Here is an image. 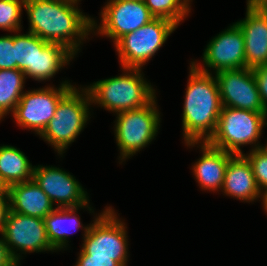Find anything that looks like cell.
Listing matches in <instances>:
<instances>
[{"mask_svg": "<svg viewBox=\"0 0 267 266\" xmlns=\"http://www.w3.org/2000/svg\"><path fill=\"white\" fill-rule=\"evenodd\" d=\"M77 0H26L29 32L50 43L65 45L75 55L93 32V18L85 15ZM81 44V45H80Z\"/></svg>", "mask_w": 267, "mask_h": 266, "instance_id": "obj_1", "label": "cell"}, {"mask_svg": "<svg viewBox=\"0 0 267 266\" xmlns=\"http://www.w3.org/2000/svg\"><path fill=\"white\" fill-rule=\"evenodd\" d=\"M182 112L184 143L207 142L222 110L218 82L212 73L200 71L192 62Z\"/></svg>", "mask_w": 267, "mask_h": 266, "instance_id": "obj_2", "label": "cell"}, {"mask_svg": "<svg viewBox=\"0 0 267 266\" xmlns=\"http://www.w3.org/2000/svg\"><path fill=\"white\" fill-rule=\"evenodd\" d=\"M120 76L93 82L85 87L91 104L116 114L141 108L156 97V90L144 79L140 68H122Z\"/></svg>", "mask_w": 267, "mask_h": 266, "instance_id": "obj_3", "label": "cell"}, {"mask_svg": "<svg viewBox=\"0 0 267 266\" xmlns=\"http://www.w3.org/2000/svg\"><path fill=\"white\" fill-rule=\"evenodd\" d=\"M14 48L17 69L35 81L50 80L76 56L65 45L42 40L29 31L14 32Z\"/></svg>", "mask_w": 267, "mask_h": 266, "instance_id": "obj_4", "label": "cell"}, {"mask_svg": "<svg viewBox=\"0 0 267 266\" xmlns=\"http://www.w3.org/2000/svg\"><path fill=\"white\" fill-rule=\"evenodd\" d=\"M264 126H267L266 112L222 107L216 129L207 143L226 152L241 155V146L250 144L253 146L250 150L263 147L258 140Z\"/></svg>", "mask_w": 267, "mask_h": 266, "instance_id": "obj_5", "label": "cell"}, {"mask_svg": "<svg viewBox=\"0 0 267 266\" xmlns=\"http://www.w3.org/2000/svg\"><path fill=\"white\" fill-rule=\"evenodd\" d=\"M91 99L87 89L73 87L60 101L54 117L39 135L61 156L90 119Z\"/></svg>", "mask_w": 267, "mask_h": 266, "instance_id": "obj_6", "label": "cell"}, {"mask_svg": "<svg viewBox=\"0 0 267 266\" xmlns=\"http://www.w3.org/2000/svg\"><path fill=\"white\" fill-rule=\"evenodd\" d=\"M126 224L120 220L115 210L105 207L86 234H83L81 251L88 258H110L121 266H127L128 236Z\"/></svg>", "mask_w": 267, "mask_h": 266, "instance_id": "obj_7", "label": "cell"}, {"mask_svg": "<svg viewBox=\"0 0 267 266\" xmlns=\"http://www.w3.org/2000/svg\"><path fill=\"white\" fill-rule=\"evenodd\" d=\"M156 97L147 105L117 113L114 135L120 150L122 163L143 148L157 136L160 126V113Z\"/></svg>", "mask_w": 267, "mask_h": 266, "instance_id": "obj_8", "label": "cell"}, {"mask_svg": "<svg viewBox=\"0 0 267 266\" xmlns=\"http://www.w3.org/2000/svg\"><path fill=\"white\" fill-rule=\"evenodd\" d=\"M177 27L168 19L154 18L148 24L121 37L114 44L121 67L142 69Z\"/></svg>", "mask_w": 267, "mask_h": 266, "instance_id": "obj_9", "label": "cell"}, {"mask_svg": "<svg viewBox=\"0 0 267 266\" xmlns=\"http://www.w3.org/2000/svg\"><path fill=\"white\" fill-rule=\"evenodd\" d=\"M70 81H62L59 87L45 86L25 91L20 98L13 118L22 129L33 130L40 135L54 117L59 101L73 88Z\"/></svg>", "mask_w": 267, "mask_h": 266, "instance_id": "obj_10", "label": "cell"}, {"mask_svg": "<svg viewBox=\"0 0 267 266\" xmlns=\"http://www.w3.org/2000/svg\"><path fill=\"white\" fill-rule=\"evenodd\" d=\"M100 16L99 25L93 19L94 35L106 36L112 39L114 44L124 35L154 19L144 0H108Z\"/></svg>", "mask_w": 267, "mask_h": 266, "instance_id": "obj_11", "label": "cell"}, {"mask_svg": "<svg viewBox=\"0 0 267 266\" xmlns=\"http://www.w3.org/2000/svg\"><path fill=\"white\" fill-rule=\"evenodd\" d=\"M2 234L18 264L21 255L28 252H56L48 240L44 219L9 211Z\"/></svg>", "mask_w": 267, "mask_h": 266, "instance_id": "obj_12", "label": "cell"}, {"mask_svg": "<svg viewBox=\"0 0 267 266\" xmlns=\"http://www.w3.org/2000/svg\"><path fill=\"white\" fill-rule=\"evenodd\" d=\"M203 51L202 65L191 61L200 71L212 73L214 70L215 75L224 70L245 68V41L236 23L213 37Z\"/></svg>", "mask_w": 267, "mask_h": 266, "instance_id": "obj_13", "label": "cell"}, {"mask_svg": "<svg viewBox=\"0 0 267 266\" xmlns=\"http://www.w3.org/2000/svg\"><path fill=\"white\" fill-rule=\"evenodd\" d=\"M223 107L266 112L253 69L224 70L215 74Z\"/></svg>", "mask_w": 267, "mask_h": 266, "instance_id": "obj_14", "label": "cell"}, {"mask_svg": "<svg viewBox=\"0 0 267 266\" xmlns=\"http://www.w3.org/2000/svg\"><path fill=\"white\" fill-rule=\"evenodd\" d=\"M32 179L56 207H81L89 202L88 193L79 181L62 168L34 166Z\"/></svg>", "mask_w": 267, "mask_h": 266, "instance_id": "obj_15", "label": "cell"}, {"mask_svg": "<svg viewBox=\"0 0 267 266\" xmlns=\"http://www.w3.org/2000/svg\"><path fill=\"white\" fill-rule=\"evenodd\" d=\"M245 41V67L267 65V10L246 8L245 18L235 22Z\"/></svg>", "mask_w": 267, "mask_h": 266, "instance_id": "obj_16", "label": "cell"}, {"mask_svg": "<svg viewBox=\"0 0 267 266\" xmlns=\"http://www.w3.org/2000/svg\"><path fill=\"white\" fill-rule=\"evenodd\" d=\"M200 144V145H199ZM189 148L199 145L202 156L192 166L193 175L202 190H221L229 160L235 155L215 148L207 142H186Z\"/></svg>", "mask_w": 267, "mask_h": 266, "instance_id": "obj_17", "label": "cell"}, {"mask_svg": "<svg viewBox=\"0 0 267 266\" xmlns=\"http://www.w3.org/2000/svg\"><path fill=\"white\" fill-rule=\"evenodd\" d=\"M224 195L242 202L262 200V192L257 186L253 170L248 159L243 155H234L226 167L221 188Z\"/></svg>", "mask_w": 267, "mask_h": 266, "instance_id": "obj_18", "label": "cell"}, {"mask_svg": "<svg viewBox=\"0 0 267 266\" xmlns=\"http://www.w3.org/2000/svg\"><path fill=\"white\" fill-rule=\"evenodd\" d=\"M89 203L90 201L81 207H56L45 216L44 223L47 237L51 246L56 251H61L68 247L69 235L72 234V231L75 232L81 228L84 234L89 231L91 223L84 226L81 223V218L79 219V216L76 214L79 209L84 208L93 213L94 210L90 207Z\"/></svg>", "mask_w": 267, "mask_h": 266, "instance_id": "obj_19", "label": "cell"}, {"mask_svg": "<svg viewBox=\"0 0 267 266\" xmlns=\"http://www.w3.org/2000/svg\"><path fill=\"white\" fill-rule=\"evenodd\" d=\"M10 211L44 219L56 207L33 179L7 188Z\"/></svg>", "mask_w": 267, "mask_h": 266, "instance_id": "obj_20", "label": "cell"}, {"mask_svg": "<svg viewBox=\"0 0 267 266\" xmlns=\"http://www.w3.org/2000/svg\"><path fill=\"white\" fill-rule=\"evenodd\" d=\"M34 166L20 149L11 145L0 146V180L6 188L32 179Z\"/></svg>", "mask_w": 267, "mask_h": 266, "instance_id": "obj_21", "label": "cell"}, {"mask_svg": "<svg viewBox=\"0 0 267 266\" xmlns=\"http://www.w3.org/2000/svg\"><path fill=\"white\" fill-rule=\"evenodd\" d=\"M25 75L19 69L0 70V121L15 108L25 92Z\"/></svg>", "mask_w": 267, "mask_h": 266, "instance_id": "obj_22", "label": "cell"}, {"mask_svg": "<svg viewBox=\"0 0 267 266\" xmlns=\"http://www.w3.org/2000/svg\"><path fill=\"white\" fill-rule=\"evenodd\" d=\"M192 0H144L145 5L154 18H165L177 26L191 12Z\"/></svg>", "mask_w": 267, "mask_h": 266, "instance_id": "obj_23", "label": "cell"}, {"mask_svg": "<svg viewBox=\"0 0 267 266\" xmlns=\"http://www.w3.org/2000/svg\"><path fill=\"white\" fill-rule=\"evenodd\" d=\"M24 4L21 1L0 0V29L11 33L21 31Z\"/></svg>", "mask_w": 267, "mask_h": 266, "instance_id": "obj_24", "label": "cell"}, {"mask_svg": "<svg viewBox=\"0 0 267 266\" xmlns=\"http://www.w3.org/2000/svg\"><path fill=\"white\" fill-rule=\"evenodd\" d=\"M249 152L243 155L250 162L257 186L263 194L267 191V147L264 145Z\"/></svg>", "mask_w": 267, "mask_h": 266, "instance_id": "obj_25", "label": "cell"}, {"mask_svg": "<svg viewBox=\"0 0 267 266\" xmlns=\"http://www.w3.org/2000/svg\"><path fill=\"white\" fill-rule=\"evenodd\" d=\"M2 69H17L14 34L0 36V70Z\"/></svg>", "mask_w": 267, "mask_h": 266, "instance_id": "obj_26", "label": "cell"}, {"mask_svg": "<svg viewBox=\"0 0 267 266\" xmlns=\"http://www.w3.org/2000/svg\"><path fill=\"white\" fill-rule=\"evenodd\" d=\"M257 82L260 98L267 113V65L258 66L253 69Z\"/></svg>", "mask_w": 267, "mask_h": 266, "instance_id": "obj_27", "label": "cell"}, {"mask_svg": "<svg viewBox=\"0 0 267 266\" xmlns=\"http://www.w3.org/2000/svg\"><path fill=\"white\" fill-rule=\"evenodd\" d=\"M74 266H121L117 261L110 258H88V255L80 251Z\"/></svg>", "mask_w": 267, "mask_h": 266, "instance_id": "obj_28", "label": "cell"}, {"mask_svg": "<svg viewBox=\"0 0 267 266\" xmlns=\"http://www.w3.org/2000/svg\"><path fill=\"white\" fill-rule=\"evenodd\" d=\"M0 238V266H19L15 259L10 254L8 247L6 246L3 234Z\"/></svg>", "mask_w": 267, "mask_h": 266, "instance_id": "obj_29", "label": "cell"}, {"mask_svg": "<svg viewBox=\"0 0 267 266\" xmlns=\"http://www.w3.org/2000/svg\"><path fill=\"white\" fill-rule=\"evenodd\" d=\"M10 211V199L8 192L0 194V233L4 229V225L7 219V215Z\"/></svg>", "mask_w": 267, "mask_h": 266, "instance_id": "obj_30", "label": "cell"}, {"mask_svg": "<svg viewBox=\"0 0 267 266\" xmlns=\"http://www.w3.org/2000/svg\"><path fill=\"white\" fill-rule=\"evenodd\" d=\"M246 3L248 8L267 10V0H247Z\"/></svg>", "mask_w": 267, "mask_h": 266, "instance_id": "obj_31", "label": "cell"}, {"mask_svg": "<svg viewBox=\"0 0 267 266\" xmlns=\"http://www.w3.org/2000/svg\"><path fill=\"white\" fill-rule=\"evenodd\" d=\"M262 204L264 211H266L265 213H267V191L262 194Z\"/></svg>", "mask_w": 267, "mask_h": 266, "instance_id": "obj_32", "label": "cell"}, {"mask_svg": "<svg viewBox=\"0 0 267 266\" xmlns=\"http://www.w3.org/2000/svg\"><path fill=\"white\" fill-rule=\"evenodd\" d=\"M6 192H7V188L5 187V185L0 180V194H4Z\"/></svg>", "mask_w": 267, "mask_h": 266, "instance_id": "obj_33", "label": "cell"}, {"mask_svg": "<svg viewBox=\"0 0 267 266\" xmlns=\"http://www.w3.org/2000/svg\"><path fill=\"white\" fill-rule=\"evenodd\" d=\"M9 1H21V2H23V3L26 2V0H9Z\"/></svg>", "mask_w": 267, "mask_h": 266, "instance_id": "obj_34", "label": "cell"}]
</instances>
